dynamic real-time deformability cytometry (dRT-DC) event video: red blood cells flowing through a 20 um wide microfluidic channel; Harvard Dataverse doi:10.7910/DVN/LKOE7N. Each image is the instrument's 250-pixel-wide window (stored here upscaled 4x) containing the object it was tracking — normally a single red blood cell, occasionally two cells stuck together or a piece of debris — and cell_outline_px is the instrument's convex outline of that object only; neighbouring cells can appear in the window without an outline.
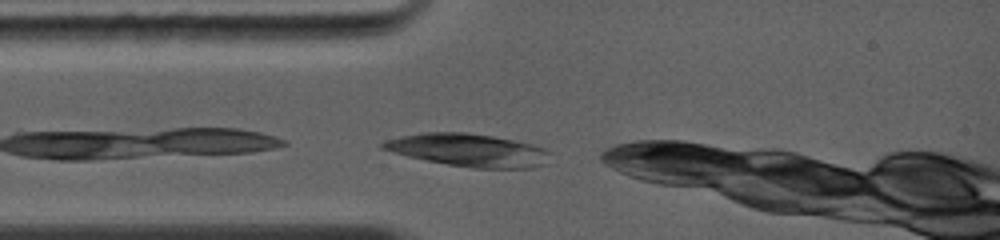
{"species": "common noctule bat (a hibernating species)", "species_latin": "Nyctalus noctula", "temperature_condition": "warm", "stored_images_in_passage": 1, "camera_frame_rate_fps": 5000, "um_per_image_px": 0.085, "animal": {"sex": "female", "body_mass_g": 19.0, "forearm_length_mm": 56.7}, "frame": {"image": 1, "passage_image": 1, "time_ms": 0.0, "image_size_px": [1000, 240], "cell_outline_px": [[552, 152], [548, 164], [532, 168], [472, 168], [448, 164], [408, 156], [380, 148], [380, 144], [388, 140], [404, 136], [428, 132], [468, 132], [492, 136], [532, 144], [544, 148]], "centroid_in_image_um": [39.92, 12.77], "position_along_channel_um": 45.1, "area_um2": 31.79}}